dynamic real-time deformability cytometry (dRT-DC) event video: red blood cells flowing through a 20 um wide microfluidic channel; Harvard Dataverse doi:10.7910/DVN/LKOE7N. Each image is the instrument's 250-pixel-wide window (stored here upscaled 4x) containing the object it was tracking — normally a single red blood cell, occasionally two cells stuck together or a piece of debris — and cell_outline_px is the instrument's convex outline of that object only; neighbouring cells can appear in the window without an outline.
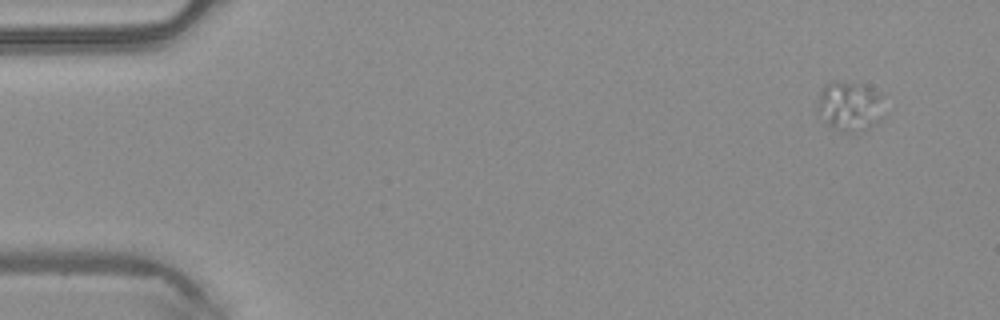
{"species": "common noctule bat (a hibernating species)", "species_latin": "Nyctalus noctula", "temperature_condition": "warm", "stored_images_in_passage": 5, "camera_frame_rate_fps": 3000, "um_per_image_px": 0.085, "animal": {"sex": "male", "body_mass_g": 20.4}, "frame": {"image": 1, "passage_image": 5, "time_ms": 1.333, "image_size_px": [1000, 320], "cell_outline_px": [[884, 116], [880, 120], [868, 128], [848, 132], [844, 132], [832, 128], [828, 124], [816, 108], [816, 100], [820, 92], [828, 84], [860, 84], [872, 88], [880, 92]], "centroid_in_image_um": [72.25, 9.06], "position_along_channel_um": 12.8, "area_um2": 18.79}}